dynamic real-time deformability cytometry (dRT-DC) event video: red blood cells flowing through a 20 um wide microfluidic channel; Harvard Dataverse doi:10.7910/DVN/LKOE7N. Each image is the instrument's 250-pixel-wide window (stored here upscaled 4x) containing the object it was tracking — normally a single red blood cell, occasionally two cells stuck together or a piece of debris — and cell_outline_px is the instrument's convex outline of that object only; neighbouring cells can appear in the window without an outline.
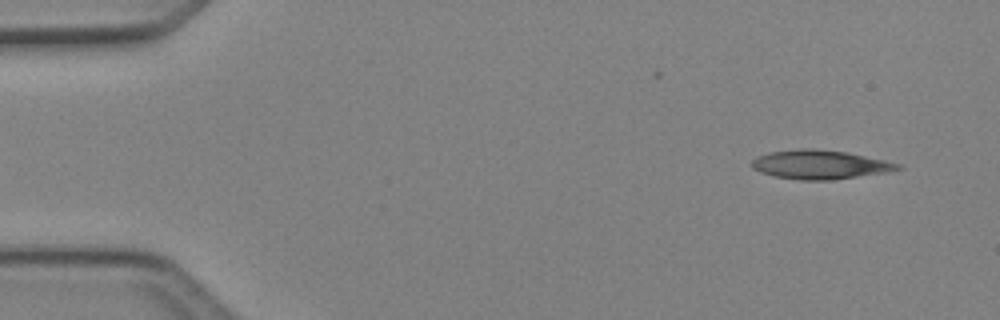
{"species": "Egyptian fruit bat (a non-hibernating species)", "species_latin": "Rousettus aegyptiacus", "temperature_condition": "cold", "stored_images_in_passage": 47, "camera_frame_rate_fps": 3000, "um_per_image_px": 0.085, "animal": {"sex": "female"}, "frame": {"image": 1, "passage_image": 3, "time_ms": 0.667, "image_size_px": [1000, 320], "cell_outline_px": [[904, 168], [888, 172], [832, 180], [800, 180], [776, 176], [760, 172], [752, 168], [752, 160], [756, 156], [768, 152], [800, 148], [816, 148], [848, 152], [884, 160], [900, 164]], "centroid_in_image_um": [69.69, 13.98], "position_along_channel_um": 15.3, "area_um2": 24.8}}
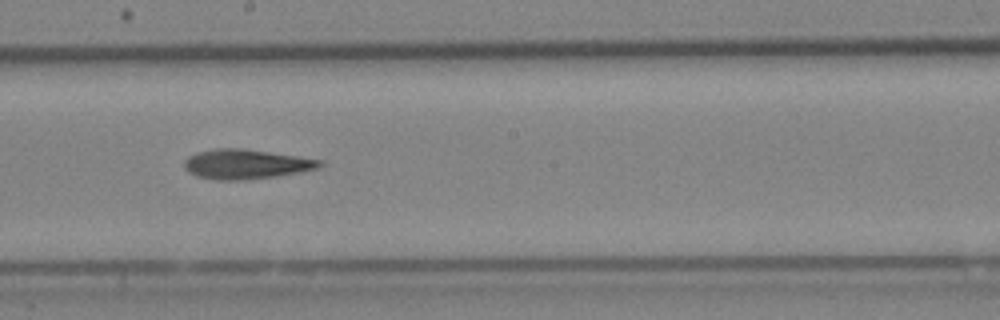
{"frame": {"image": 2, "passage_image": 26, "time_ms": 8.333, "image_size_px": [1000, 320], "cell_outline_px": [[324, 164], [316, 168], [300, 172], [276, 176], [244, 180], [216, 180], [196, 176], [188, 172], [184, 168], [184, 160], [188, 156], [196, 152], [216, 148], [244, 148], [324, 160]], "centroid_in_image_um": [20.88, 13.95], "position_along_channel_um": 227.3, "area_um2": 23.58}}
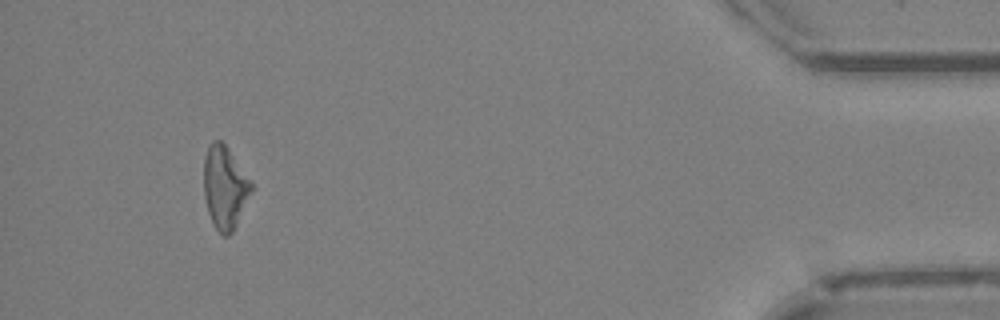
{"frame": {"image": 3, "passage_image": 44, "time_ms": 14.333, "image_size_px": [1000, 320], "cell_outline_px": [[252, 192], [232, 232], [228, 236], [224, 236], [216, 228], [208, 212], [204, 196], [204, 156], [212, 140], [220, 140], [228, 148], [252, 180]], "centroid_in_image_um": [19.12, 15.9], "position_along_channel_um": 416.1, "area_um2": 22.83}, "authors_computed_cell_mechanics": {"area_um2": 23.409, "velocity_mm_per_s": 4.2452, "shape_relaxation_time_tau1_ms": 6.3233, "shape_relaxation_time_tau2_ms": null, "deformation_change_tau1": 0.174, "deformation_change_tau2": null}}